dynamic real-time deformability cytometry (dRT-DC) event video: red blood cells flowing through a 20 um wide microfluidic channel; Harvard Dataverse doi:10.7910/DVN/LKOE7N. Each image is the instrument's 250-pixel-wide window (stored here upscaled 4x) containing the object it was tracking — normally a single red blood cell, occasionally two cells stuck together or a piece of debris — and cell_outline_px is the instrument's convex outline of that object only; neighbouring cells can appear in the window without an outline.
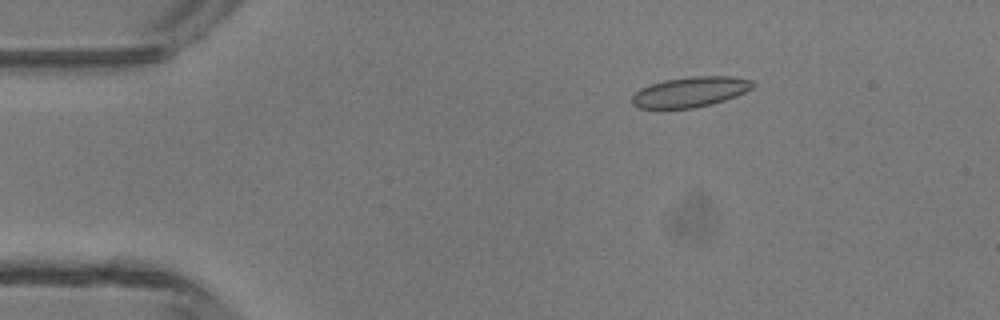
{"species": "common noctule bat (a hibernating species)", "species_latin": "Nyctalus noctula", "temperature_condition": "room temperature", "stored_images_in_passage": 47, "camera_frame_rate_fps": 3000, "um_per_image_px": 0.085, "animal": {"sex": "male", "body_mass_g": 13.3}, "frame": {"image": 1, "passage_image": 8, "time_ms": 2.333, "image_size_px": [1000, 320], "cell_outline_px": [[756, 84], [752, 88], [736, 96], [712, 104], [696, 108], [640, 108], [632, 104], [632, 96], [640, 88], [648, 84], [664, 80], [688, 76], [732, 76], [752, 80]], "centroid_in_image_um": [58.67, 7.8], "position_along_channel_um": 26.3, "area_um2": 21.44}}
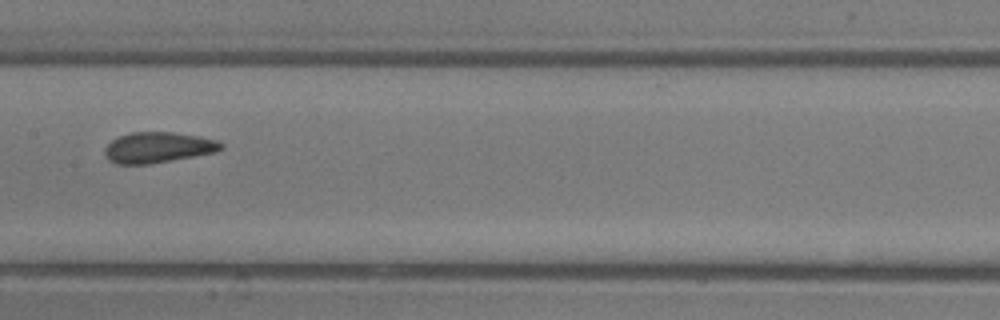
{"frame": {"image": 2, "passage_image": 24, "time_ms": 7.667, "image_size_px": [1000, 320], "cell_outline_px": [[224, 148], [216, 152], [152, 164], [116, 164], [108, 160], [104, 156], [104, 148], [112, 140], [120, 136], [132, 132], [172, 132], [200, 136], [216, 140], [224, 144]], "centroid_in_image_um": [13.43, 12.54], "position_along_channel_um": 194.0, "area_um2": 20.98}}
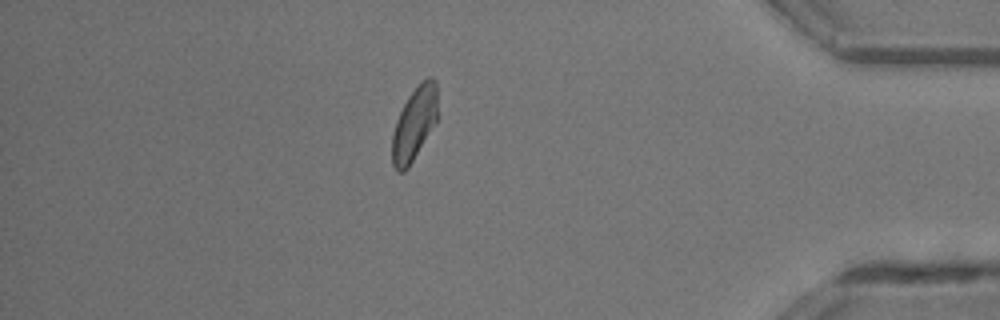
{"frame": {"image": 3, "passage_image": 41, "time_ms": 13.333, "image_size_px": [1000, 320], "cell_outline_px": [[436, 124], [408, 168], [404, 172], [396, 172], [392, 164], [392, 136], [396, 120], [408, 96], [420, 80], [428, 76], [432, 76], [436, 80]], "centroid_in_image_um": [35.21, 10.52], "position_along_channel_um": 400.0, "area_um2": 19.59}, "authors_computed_cell_mechanics": {"area_um2": 20.6346, "velocity_mm_per_s": 4.3648, "shape_relaxation_time_tau1_ms": 5.0956, "shape_relaxation_time_tau2_ms": 0.9107, "deformation_change_tau1": 0.1004, "deformation_change_tau2": 0.0549}}